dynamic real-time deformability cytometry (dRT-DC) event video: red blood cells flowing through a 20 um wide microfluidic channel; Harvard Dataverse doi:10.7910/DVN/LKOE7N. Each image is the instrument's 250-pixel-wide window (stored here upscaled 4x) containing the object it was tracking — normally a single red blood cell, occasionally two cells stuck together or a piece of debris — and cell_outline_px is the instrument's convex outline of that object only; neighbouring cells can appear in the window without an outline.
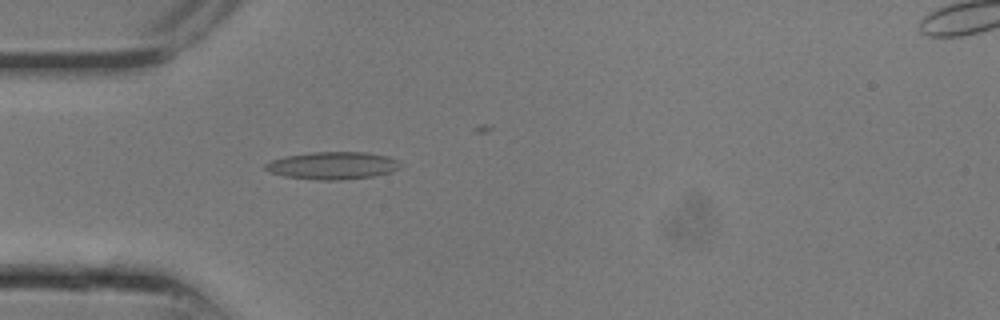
{"species": "common noctule bat (a hibernating species)", "species_latin": "Nyctalus noctula", "temperature_condition": "room temperature", "stored_images_in_passage": 3, "camera_frame_rate_fps": 3000, "um_per_image_px": 0.085, "animal": {"sex": "male", "body_mass_g": 13.3}, "frame": {"image": 1, "passage_image": 2, "time_ms": 0.333, "image_size_px": [1000, 320], "cell_outline_px": [[400, 168], [392, 172], [372, 176], [340, 180], [320, 180], [284, 176], [272, 172], [264, 168], [264, 164], [272, 160], [284, 156], [312, 152], [368, 152], [388, 156], [396, 160], [400, 164]], "centroid_in_image_um": [28.28, 14.06], "position_along_channel_um": 56.7, "area_um2": 21.56}}